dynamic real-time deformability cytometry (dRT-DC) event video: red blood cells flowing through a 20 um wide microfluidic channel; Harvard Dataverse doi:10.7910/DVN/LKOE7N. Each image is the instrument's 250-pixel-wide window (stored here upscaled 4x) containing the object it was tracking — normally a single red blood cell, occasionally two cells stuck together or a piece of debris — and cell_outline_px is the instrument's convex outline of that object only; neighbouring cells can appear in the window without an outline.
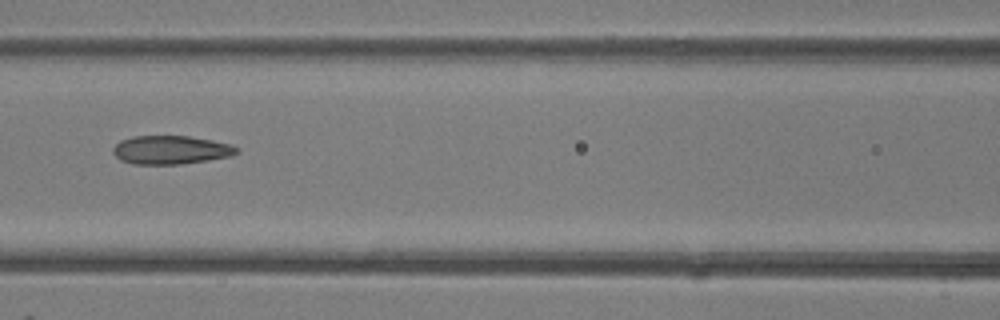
{"species": "common noctule bat (a hibernating species)", "species_latin": "Nyctalus noctula", "temperature_condition": "room temperature", "stored_images_in_passage": 40, "camera_frame_rate_fps": 3000, "um_per_image_px": 0.085, "animal": {"sex": "female"}, "frame": {"image": 1, "passage_image": 18, "time_ms": 5.667, "image_size_px": [1000, 320], "cell_outline_px": [[240, 152], [232, 156], [208, 160], [180, 164], [132, 164], [120, 160], [112, 152], [112, 148], [120, 140], [132, 136], [188, 136], [212, 140], [232, 144]], "centroid_in_image_um": [14.51, 12.74], "position_along_channel_um": 152.1, "area_um2": 20.69}}
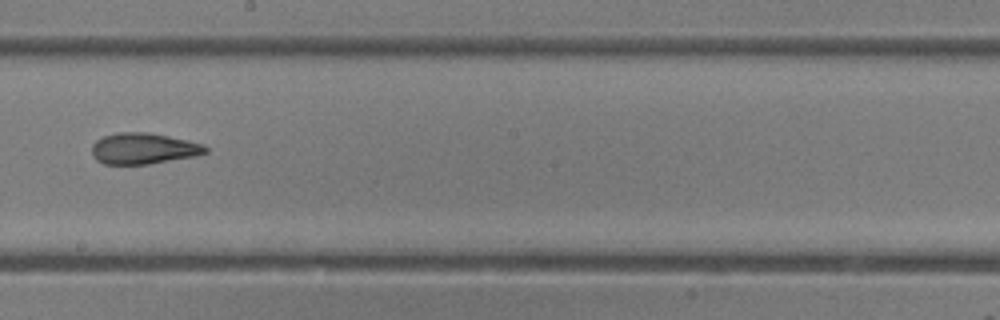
{"frame": {"image": 2, "passage_image": 23, "time_ms": 7.333, "image_size_px": [1000, 320], "cell_outline_px": [[208, 152], [196, 156], [148, 164], [104, 164], [96, 160], [92, 156], [92, 144], [96, 140], [104, 136], [116, 132], [148, 132], [188, 140], [204, 144], [208, 148]], "centroid_in_image_um": [12.2, 12.62], "position_along_channel_um": 236.0, "area_um2": 20.75}}